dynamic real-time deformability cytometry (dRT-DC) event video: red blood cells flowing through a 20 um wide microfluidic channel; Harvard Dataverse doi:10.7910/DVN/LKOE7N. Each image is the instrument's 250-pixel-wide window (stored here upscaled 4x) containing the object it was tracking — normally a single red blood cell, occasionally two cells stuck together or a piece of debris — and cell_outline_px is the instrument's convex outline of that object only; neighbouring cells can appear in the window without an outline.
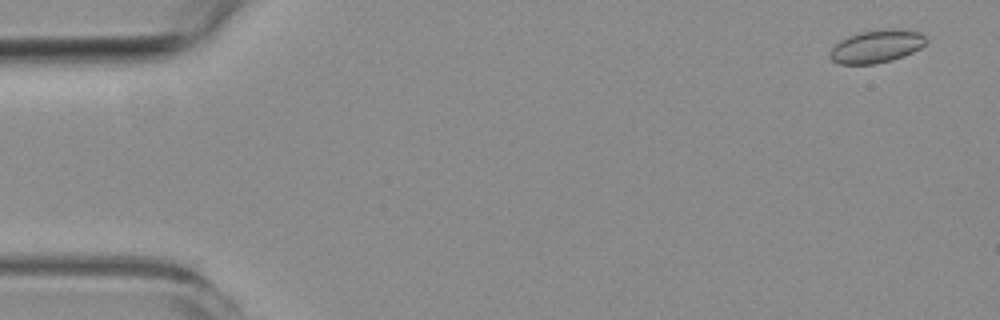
{"species": "common noctule bat (a hibernating species)", "species_latin": "Nyctalus noctula", "temperature_condition": "room temperature", "stored_images_in_passage": 5, "camera_frame_rate_fps": 3000, "um_per_image_px": 0.085, "animal": {"sex": "female", "body_mass_g": 19.3, "forearm_length_mm": 54.1}, "frame": {"image": 1, "passage_image": 1, "time_ms": 0.0, "image_size_px": [1000, 320], "cell_outline_px": [[928, 40], [920, 48], [904, 56], [892, 60], [872, 64], [840, 64], [832, 60], [828, 56], [828, 52], [840, 40], [848, 36], [860, 32], [884, 28], [904, 28], [920, 32]], "centroid_in_image_um": [74.51, 3.92], "position_along_channel_um": 10.5, "area_um2": 18.67}}
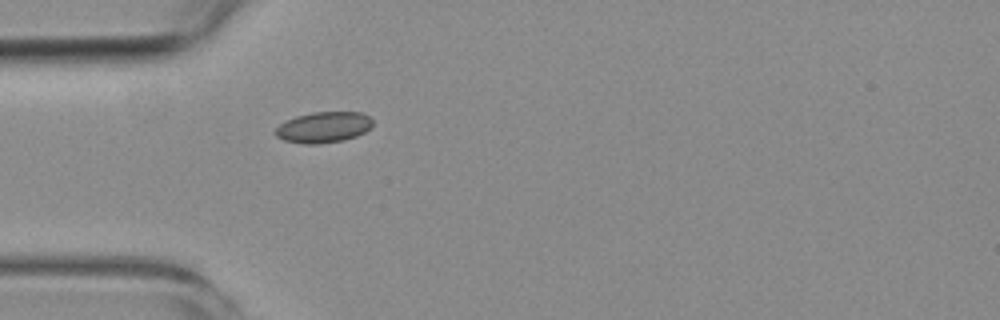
{"frame": {"image": 2, "passage_image": 5, "time_ms": 4.667, "image_size_px": [1000, 320], "cell_outline_px": [[372, 124], [364, 132], [356, 136], [344, 140], [320, 144], [304, 144], [284, 140], [276, 136], [272, 132], [280, 124], [296, 116], [312, 112], [360, 112], [368, 116], [372, 120]], "centroid_in_image_um": [27.47, 10.82], "position_along_channel_um": 57.5, "area_um2": 17.46}}